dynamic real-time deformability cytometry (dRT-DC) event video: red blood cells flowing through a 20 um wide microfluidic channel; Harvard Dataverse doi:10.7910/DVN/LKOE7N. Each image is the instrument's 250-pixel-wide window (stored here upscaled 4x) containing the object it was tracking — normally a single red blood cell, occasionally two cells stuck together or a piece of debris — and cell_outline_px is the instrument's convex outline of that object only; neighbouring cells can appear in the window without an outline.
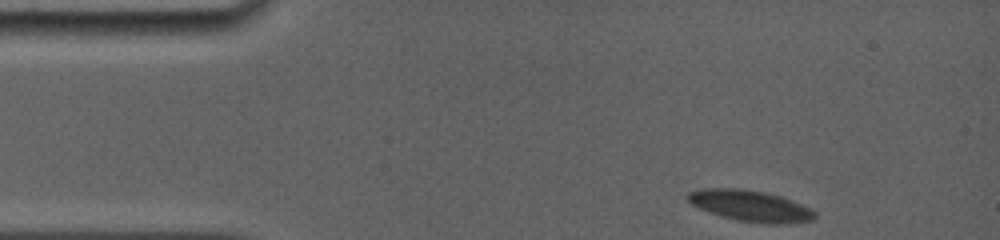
{"species": "common noctule bat (a hibernating species)", "species_latin": "Nyctalus noctula", "temperature_condition": "room temperature", "stored_images_in_passage": 13, "camera_frame_rate_fps": 5000, "um_per_image_px": 0.085, "animal": {"sex": "female", "body_mass_g": 19.0, "forearm_length_mm": 56.7}, "frame": {"image": 1, "passage_image": 1, "time_ms": 0.0, "image_size_px": [1000, 240], "cell_outline_px": [[816, 216], [812, 220], [784, 224], [768, 224], [736, 220], [700, 208], [692, 204], [684, 196], [688, 192], [704, 188], [740, 188], [764, 192], [780, 196], [792, 200], [812, 208], [816, 212]], "centroid_in_image_um": [63.81, 17.49], "position_along_channel_um": 21.2, "area_um2": 23.0}}
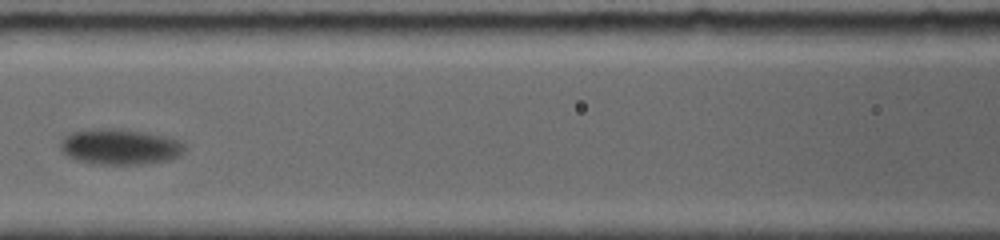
{"frame": {"image": 2, "passage_image": 8, "time_ms": 5.8, "image_size_px": [1000, 240], "cell_outline_px": [[184, 152], [180, 156], [168, 160], [144, 164], [104, 164], [76, 160], [68, 156], [60, 148], [60, 140], [64, 136], [72, 132], [96, 128], [116, 128], [144, 132], [164, 136], [180, 140], [184, 144]], "centroid_in_image_um": [10.2, 12.46], "position_along_channel_um": 156.4, "area_um2": 25.84}}
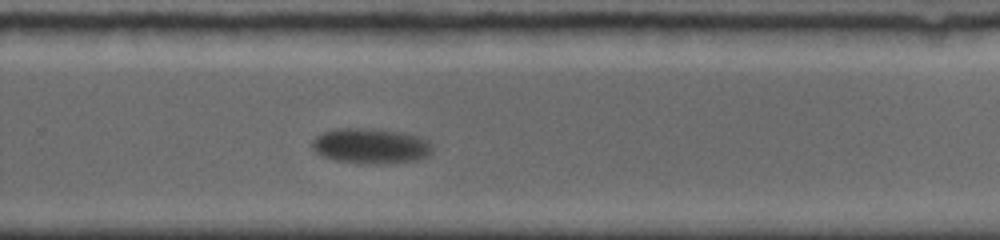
{"frame": {"image": 3, "passage_image": 13, "time_ms": 9.8, "image_size_px": [1000, 240], "cell_outline_px": [[432, 148], [424, 156], [416, 160], [388, 164], [380, 164], [340, 160], [324, 156], [316, 152], [312, 148], [312, 140], [316, 136], [324, 132], [340, 128], [364, 128], [404, 132], [420, 136], [428, 140], [432, 144]], "centroid_in_image_um": [31.53, 12.38], "position_along_channel_um": 298.3, "area_um2": 24.39}}